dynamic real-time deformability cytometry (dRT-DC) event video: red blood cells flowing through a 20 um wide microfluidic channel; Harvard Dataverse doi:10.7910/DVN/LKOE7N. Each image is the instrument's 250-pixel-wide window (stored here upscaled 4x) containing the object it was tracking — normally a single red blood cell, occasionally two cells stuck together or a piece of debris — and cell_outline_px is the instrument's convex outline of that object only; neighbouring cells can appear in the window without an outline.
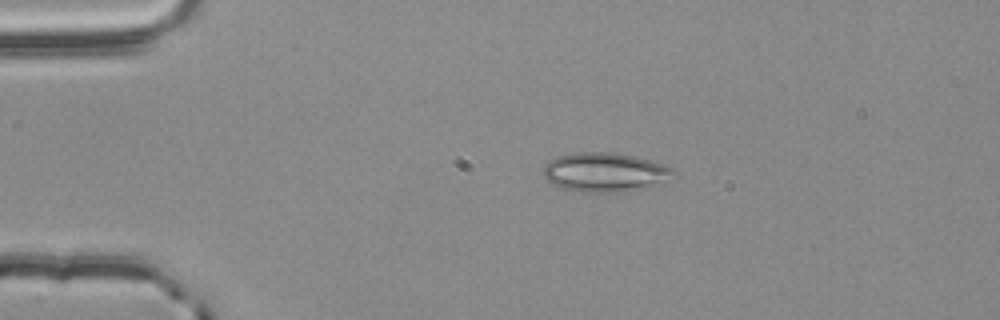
{"species": "common noctule bat (a hibernating species)", "species_latin": "Nyctalus noctula", "temperature_condition": "room temperature", "stored_images_in_passage": 45, "camera_frame_rate_fps": 3000, "um_per_image_px": 0.085, "animal": {"sex": "male", "body_mass_g": 20.4}, "frame": {"image": 1, "passage_image": 1, "time_ms": 0.0, "image_size_px": [1000, 320], "cell_outline_px": [[676, 176], [620, 192], [584, 192], [564, 188], [548, 184], [544, 180], [544, 164], [556, 156], [572, 152], [612, 152], [636, 156], [652, 160], [676, 168]], "centroid_in_image_um": [51.34, 14.6], "position_along_channel_um": 33.7, "area_um2": 29.59}}
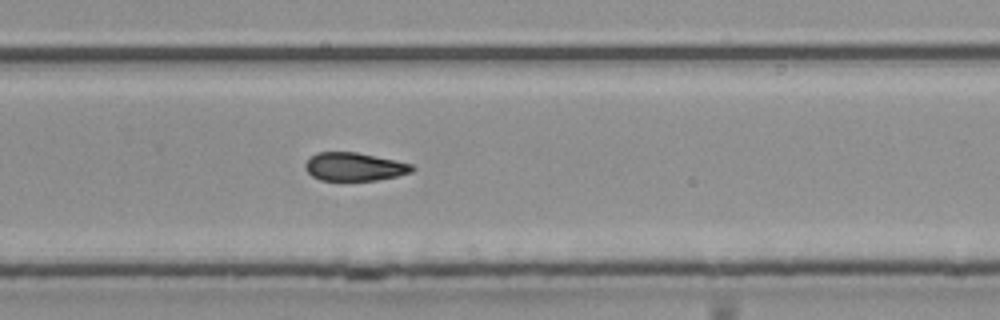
{"frame": {"image": 2, "passage_image": 26, "time_ms": 8.333, "image_size_px": [1000, 320], "cell_outline_px": [[416, 168], [412, 172], [396, 176], [376, 180], [320, 180], [312, 176], [304, 168], [304, 164], [316, 152], [356, 152], [396, 160], [412, 164]], "centroid_in_image_um": [30.13, 14.17], "position_along_channel_um": 299.7, "area_um2": 17.57}}
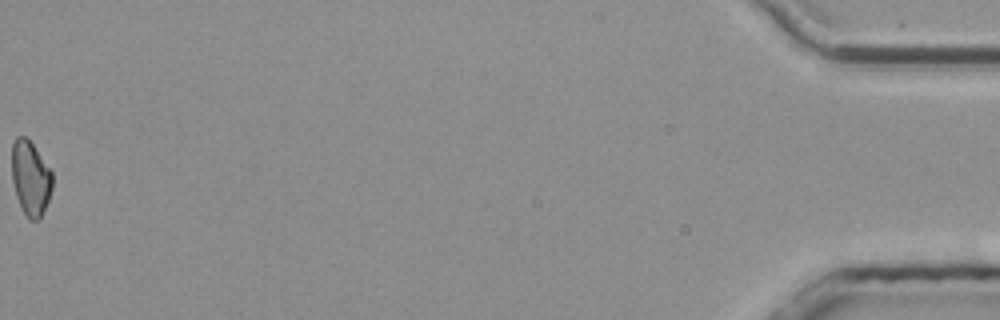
{"frame": {"image": 3, "passage_image": 45, "time_ms": 14.667, "image_size_px": [1000, 320], "cell_outline_px": [[52, 188], [48, 200], [40, 220], [28, 220], [16, 196], [12, 180], [12, 144], [16, 136], [24, 136], [32, 144], [52, 172]], "centroid_in_image_um": [2.58, 15.16], "position_along_channel_um": 432.6, "area_um2": 17.46}, "authors_computed_cell_mechanics": {"area_um2": 18.496, "velocity_mm_per_s": 3.7982, "shape_relaxation_time_tau1_ms": 10.2663, "shape_relaxation_time_tau2_ms": 6.3573, "deformation_change_tau1": 0.1933, "deformation_change_tau2": 0.137}}